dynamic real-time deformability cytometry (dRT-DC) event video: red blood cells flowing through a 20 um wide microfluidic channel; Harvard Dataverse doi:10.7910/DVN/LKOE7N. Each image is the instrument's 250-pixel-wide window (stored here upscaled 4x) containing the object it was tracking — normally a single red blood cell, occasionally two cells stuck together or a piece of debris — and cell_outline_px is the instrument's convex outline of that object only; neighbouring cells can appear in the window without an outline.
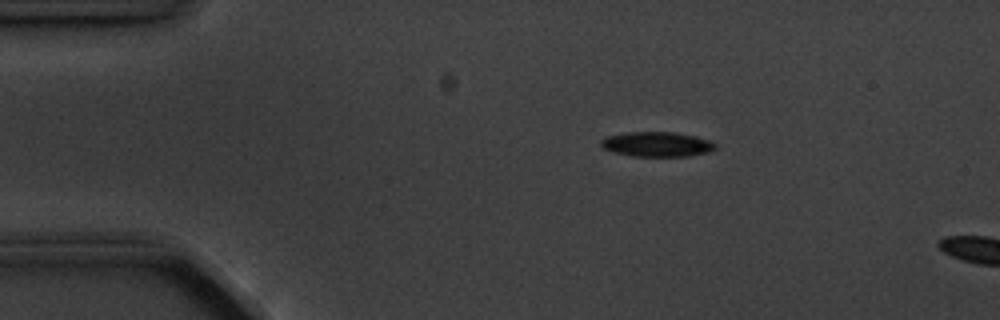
{"species": "common noctule bat (a hibernating species)", "species_latin": "Nyctalus noctula", "temperature_condition": "cold", "stored_images_in_passage": 3, "camera_frame_rate_fps": 3000, "um_per_image_px": 0.085, "animal": {"sex": "male", "body_mass_g": 20.1, "forearm_length_mm": 53.5}, "frame": {"image": 1, "passage_image": 2, "time_ms": 1.0, "image_size_px": [1000, 320], "cell_outline_px": [[716, 148], [708, 152], [688, 156], [632, 156], [612, 152], [604, 148], [600, 144], [600, 140], [604, 136], [628, 132], [676, 132], [696, 136], [708, 140], [716, 144]], "centroid_in_image_um": [55.81, 12.25], "position_along_channel_um": 29.2, "area_um2": 16.65}}